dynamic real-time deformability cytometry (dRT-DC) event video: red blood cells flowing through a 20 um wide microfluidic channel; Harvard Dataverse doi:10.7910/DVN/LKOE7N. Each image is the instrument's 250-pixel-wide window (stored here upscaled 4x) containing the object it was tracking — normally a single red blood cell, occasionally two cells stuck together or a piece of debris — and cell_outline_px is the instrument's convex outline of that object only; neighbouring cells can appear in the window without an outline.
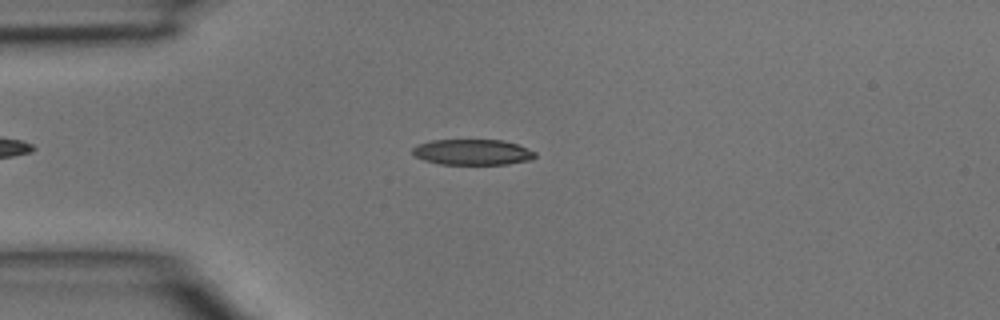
{"species": "common noctule bat (a hibernating species)", "species_latin": "Nyctalus noctula", "temperature_condition": "room temperature", "stored_images_in_passage": 4, "camera_frame_rate_fps": 3000, "um_per_image_px": 0.085, "animal": {"sex": "male", "body_mass_g": 15.6}, "frame": {"image": 1, "passage_image": 3, "time_ms": 0.667, "image_size_px": [1000, 320], "cell_outline_px": [[536, 156], [532, 160], [508, 164], [440, 164], [424, 160], [416, 156], [412, 152], [412, 148], [416, 144], [432, 140], [504, 140], [516, 144], [536, 152]], "centroid_in_image_um": [40.16, 12.93], "position_along_channel_um": 44.8, "area_um2": 18.38}}